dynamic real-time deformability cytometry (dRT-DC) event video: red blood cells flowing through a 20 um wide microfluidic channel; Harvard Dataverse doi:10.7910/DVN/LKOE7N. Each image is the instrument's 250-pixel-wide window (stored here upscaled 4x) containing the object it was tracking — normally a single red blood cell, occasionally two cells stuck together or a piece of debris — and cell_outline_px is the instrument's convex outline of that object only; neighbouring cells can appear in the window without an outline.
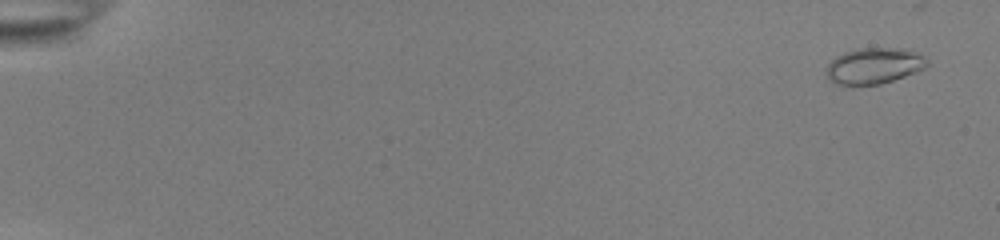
{"species": "common noctule bat (a hibernating species)", "species_latin": "Nyctalus noctula", "temperature_condition": "room temperature", "stored_images_in_passage": 55, "camera_frame_rate_fps": 3000, "um_per_image_px": 0.085, "animal": {"sex": "female", "body_mass_g": 22.0, "forearm_length_mm": 56.7}, "frame": {"image": 1, "passage_image": 3, "time_ms": 0.667, "image_size_px": [1000, 240], "cell_outline_px": [[928, 64], [924, 68], [916, 72], [880, 84], [852, 88], [836, 84], [828, 80], [824, 72], [828, 64], [836, 56], [844, 52], [856, 48], [904, 48], [916, 52], [924, 56], [928, 60]], "centroid_in_image_um": [74.23, 5.63], "position_along_channel_um": 10.8, "area_um2": 21.85}}
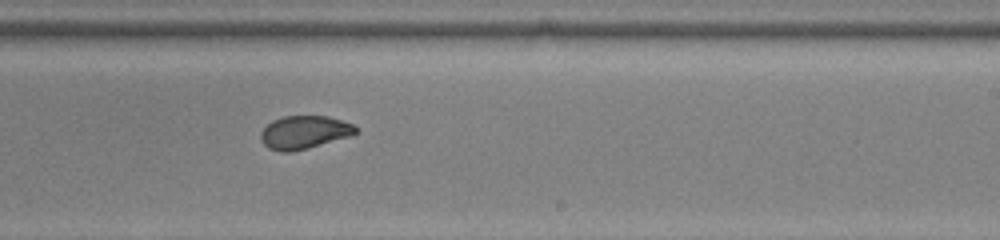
{"frame": {"image": 2, "passage_image": 36, "time_ms": 11.667, "image_size_px": [1000, 240], "cell_outline_px": [[356, 132], [352, 136], [308, 148], [292, 152], [280, 152], [268, 148], [260, 140], [260, 132], [272, 120], [284, 116], [328, 116], [352, 124], [356, 128]], "centroid_in_image_um": [25.83, 11.26], "position_along_channel_um": 263.2, "area_um2": 18.38}}
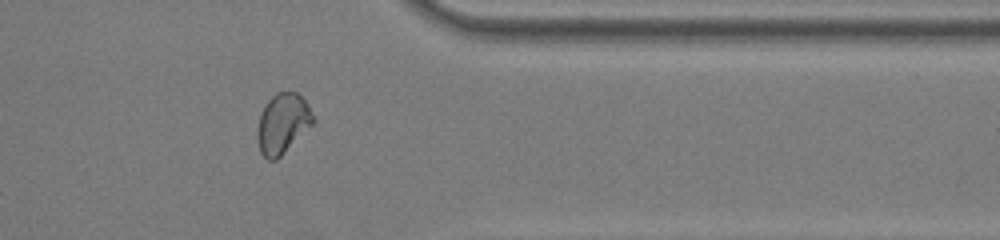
{"frame": {"image": 3, "passage_image": 46, "time_ms": 15.0, "image_size_px": [1000, 240], "cell_outline_px": [[316, 120], [276, 160], [268, 160], [260, 152], [256, 140], [256, 128], [260, 112], [264, 104], [276, 92], [296, 92], [308, 104]], "centroid_in_image_um": [23.98, 10.49], "position_along_channel_um": 387.4, "area_um2": 19.59}, "authors_computed_cell_mechanics": {"area_um2": 19.7098, "velocity_mm_per_s": 3.897, "shape_relaxation_time_tau1_ms": 7.8383, "shape_relaxation_time_tau2_ms": 1.1225, "deformation_change_tau1": 0.205, "deformation_change_tau2": 0.0428}}